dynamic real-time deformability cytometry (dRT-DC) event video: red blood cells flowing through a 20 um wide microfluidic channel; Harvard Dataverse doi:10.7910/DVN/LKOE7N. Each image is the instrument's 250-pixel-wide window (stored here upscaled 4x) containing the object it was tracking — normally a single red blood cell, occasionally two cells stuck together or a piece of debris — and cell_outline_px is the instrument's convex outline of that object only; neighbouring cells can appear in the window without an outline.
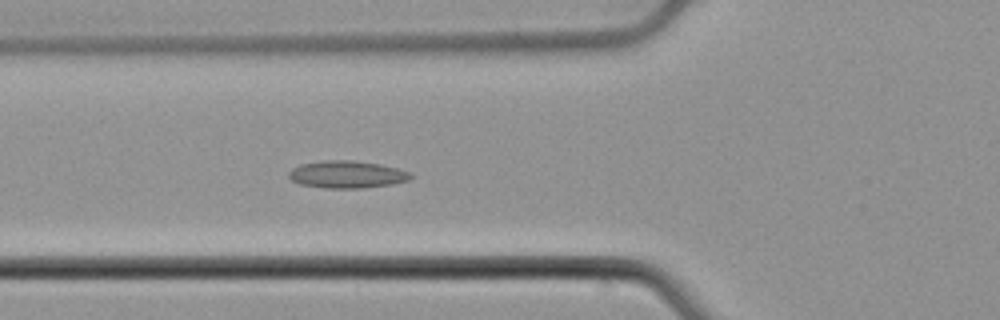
{"species": "common noctule bat (a hibernating species)", "species_latin": "Nyctalus noctula", "temperature_condition": "cold", "stored_images_in_passage": 44, "camera_frame_rate_fps": 3000, "um_per_image_px": 0.085, "animal": {"sex": "male", "body_mass_g": 21.5, "forearm_length_mm": 52.0}, "frame": {"image": 1, "passage_image": 9, "time_ms": 2.667, "image_size_px": [1000, 320], "cell_outline_px": [[412, 176], [408, 180], [392, 184], [360, 188], [328, 188], [300, 184], [292, 180], [288, 176], [288, 172], [292, 168], [300, 164], [324, 160], [352, 160], [380, 164], [412, 172]], "centroid_in_image_um": [29.48, 14.82], "position_along_channel_um": 96.3, "area_um2": 19.36}}
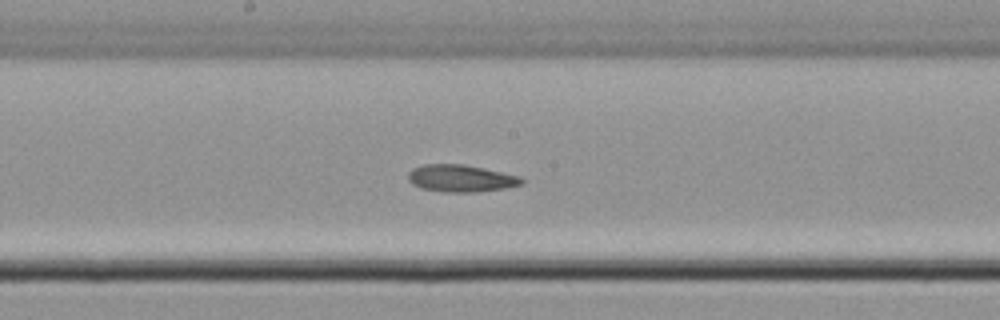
{"frame": {"image": 2, "passage_image": 18, "time_ms": 5.667, "image_size_px": [1000, 320], "cell_outline_px": [[524, 184], [504, 188], [476, 192], [444, 192], [420, 188], [412, 184], [408, 180], [408, 172], [412, 168], [424, 164], [464, 164], [484, 168], [520, 176], [524, 180]], "centroid_in_image_um": [39.16, 15.16], "position_along_channel_um": 209.0, "area_um2": 18.09}}
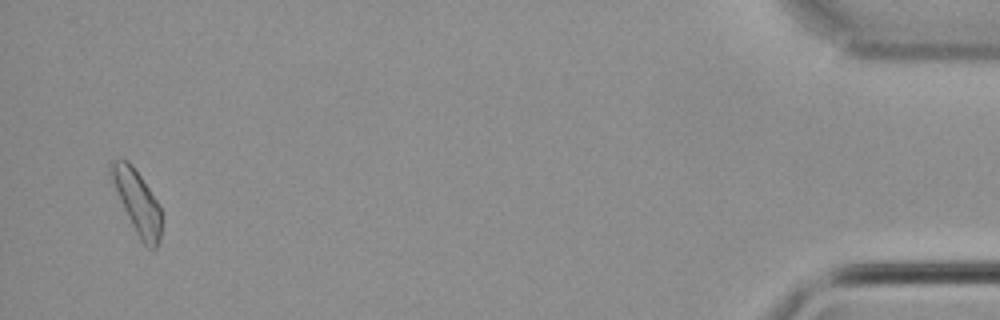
{"frame": {"image": 3, "passage_image": 42, "time_ms": 13.667, "image_size_px": [1000, 320], "cell_outline_px": [[160, 240], [156, 248], [148, 248], [140, 240], [124, 208], [112, 180], [108, 168], [112, 160], [128, 160], [132, 164], [156, 200], [160, 208]], "centroid_in_image_um": [11.66, 17.16], "position_along_channel_um": 423.5, "area_um2": 17.86}, "authors_computed_cell_mechanics": {"area_um2": 17.5712, "velocity_mm_per_s": 3.7602, "shape_relaxation_time_tau1_ms": null, "shape_relaxation_time_tau2_ms": 2.9182, "deformation_change_tau1": null, "deformation_change_tau2": 0.075}}